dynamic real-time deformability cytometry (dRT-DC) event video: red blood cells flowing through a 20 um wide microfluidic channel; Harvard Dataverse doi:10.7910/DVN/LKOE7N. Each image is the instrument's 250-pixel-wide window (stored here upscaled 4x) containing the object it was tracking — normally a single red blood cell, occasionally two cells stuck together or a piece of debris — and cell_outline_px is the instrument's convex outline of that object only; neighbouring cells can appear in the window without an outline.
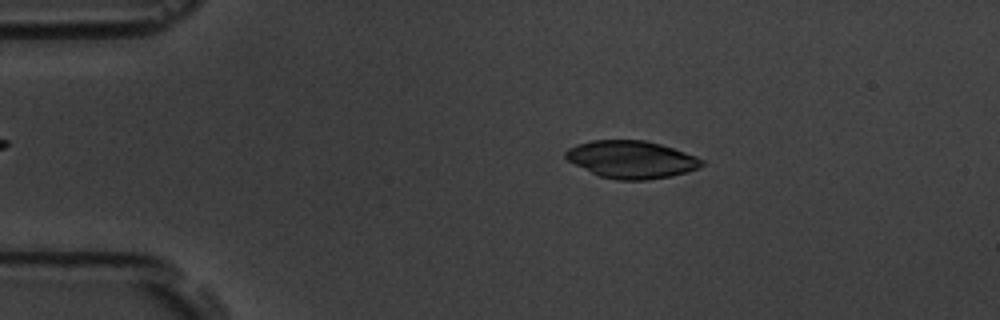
{"species": "common noctule bat (a hibernating species)", "species_latin": "Nyctalus noctula", "temperature_condition": "room temperature", "stored_images_in_passage": 53, "camera_frame_rate_fps": 3000, "um_per_image_px": 0.085, "animal": {"sex": "male", "body_mass_g": 19.5, "forearm_length_mm": 54.6}, "frame": {"image": 1, "passage_image": 10, "time_ms": 3.0, "image_size_px": [1000, 320], "cell_outline_px": [[704, 164], [700, 168], [672, 176], [644, 180], [616, 180], [600, 176], [568, 160], [564, 156], [564, 152], [568, 148], [576, 144], [592, 140], [644, 140], [660, 144], [696, 156], [704, 160]], "centroid_in_image_um": [53.68, 13.55], "position_along_channel_um": 31.3, "area_um2": 29.65}}
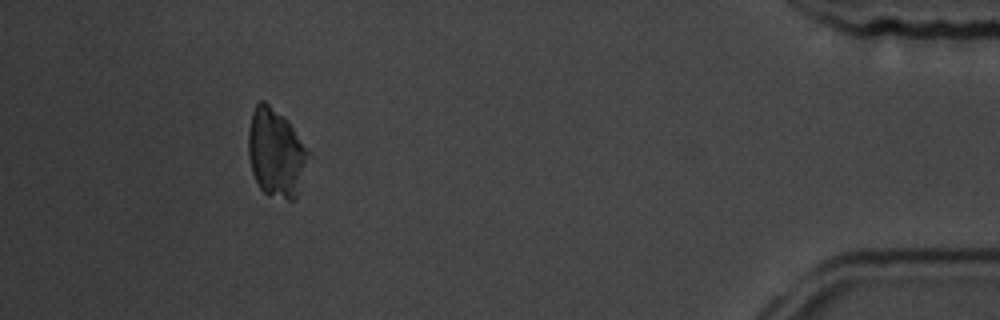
{"frame": {"image": 2, "passage_image": 49, "time_ms": 16.0, "image_size_px": [1000, 320], "cell_outline_px": [[312, 152], [296, 200], [288, 200], [264, 192], [260, 188], [252, 172], [248, 156], [248, 132], [252, 112], [256, 104], [260, 100], [264, 100], [284, 116], [288, 120]], "centroid_in_image_um": [23.5, 12.98], "position_along_channel_um": 411.7, "area_um2": 31.44}}